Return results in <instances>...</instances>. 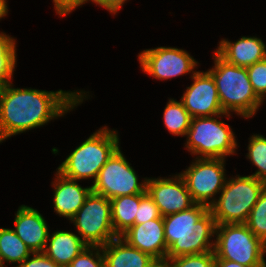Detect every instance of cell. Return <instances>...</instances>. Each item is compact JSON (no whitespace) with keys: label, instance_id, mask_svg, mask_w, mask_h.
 Masks as SVG:
<instances>
[{"label":"cell","instance_id":"6da1fadb","mask_svg":"<svg viewBox=\"0 0 266 267\" xmlns=\"http://www.w3.org/2000/svg\"><path fill=\"white\" fill-rule=\"evenodd\" d=\"M86 91H46L0 87V143L11 136L41 127L72 111L87 98ZM58 117V118H57Z\"/></svg>","mask_w":266,"mask_h":267},{"label":"cell","instance_id":"7a4b0ae2","mask_svg":"<svg viewBox=\"0 0 266 267\" xmlns=\"http://www.w3.org/2000/svg\"><path fill=\"white\" fill-rule=\"evenodd\" d=\"M166 257L199 254L214 250L216 223L209 208L194 204L183 210L163 217Z\"/></svg>","mask_w":266,"mask_h":267},{"label":"cell","instance_id":"3957f363","mask_svg":"<svg viewBox=\"0 0 266 267\" xmlns=\"http://www.w3.org/2000/svg\"><path fill=\"white\" fill-rule=\"evenodd\" d=\"M213 54L214 66L207 71L214 79L223 111L251 118L263 101L254 92L246 67L228 63L216 51Z\"/></svg>","mask_w":266,"mask_h":267},{"label":"cell","instance_id":"277c9868","mask_svg":"<svg viewBox=\"0 0 266 267\" xmlns=\"http://www.w3.org/2000/svg\"><path fill=\"white\" fill-rule=\"evenodd\" d=\"M118 132L107 126L91 134L56 169L73 180H96L100 169L120 147Z\"/></svg>","mask_w":266,"mask_h":267},{"label":"cell","instance_id":"5b68a950","mask_svg":"<svg viewBox=\"0 0 266 267\" xmlns=\"http://www.w3.org/2000/svg\"><path fill=\"white\" fill-rule=\"evenodd\" d=\"M266 183L254 176L228 178L218 199L209 207L216 225L246 223Z\"/></svg>","mask_w":266,"mask_h":267},{"label":"cell","instance_id":"8992f818","mask_svg":"<svg viewBox=\"0 0 266 267\" xmlns=\"http://www.w3.org/2000/svg\"><path fill=\"white\" fill-rule=\"evenodd\" d=\"M230 115L224 112L215 116L191 119L185 143L191 155H197L196 158L226 159L228 155L236 154V136L232 128L221 121L223 116L230 119Z\"/></svg>","mask_w":266,"mask_h":267},{"label":"cell","instance_id":"52a82bcc","mask_svg":"<svg viewBox=\"0 0 266 267\" xmlns=\"http://www.w3.org/2000/svg\"><path fill=\"white\" fill-rule=\"evenodd\" d=\"M214 254L247 267H266V244L245 223L216 225Z\"/></svg>","mask_w":266,"mask_h":267},{"label":"cell","instance_id":"ba28073f","mask_svg":"<svg viewBox=\"0 0 266 267\" xmlns=\"http://www.w3.org/2000/svg\"><path fill=\"white\" fill-rule=\"evenodd\" d=\"M70 221L88 246L102 247L118 237L113 230L110 199L92 191Z\"/></svg>","mask_w":266,"mask_h":267},{"label":"cell","instance_id":"9c48e42d","mask_svg":"<svg viewBox=\"0 0 266 267\" xmlns=\"http://www.w3.org/2000/svg\"><path fill=\"white\" fill-rule=\"evenodd\" d=\"M130 165L119 147L92 181V192L107 199L146 193L148 178L138 182V175Z\"/></svg>","mask_w":266,"mask_h":267},{"label":"cell","instance_id":"30bf717a","mask_svg":"<svg viewBox=\"0 0 266 267\" xmlns=\"http://www.w3.org/2000/svg\"><path fill=\"white\" fill-rule=\"evenodd\" d=\"M194 160L186 170L179 174L183 177L194 203L209 208L217 199L214 196L221 192L227 180L226 160L196 157Z\"/></svg>","mask_w":266,"mask_h":267},{"label":"cell","instance_id":"8fae6325","mask_svg":"<svg viewBox=\"0 0 266 267\" xmlns=\"http://www.w3.org/2000/svg\"><path fill=\"white\" fill-rule=\"evenodd\" d=\"M140 67L154 79L168 80L197 71L196 61L186 50L177 47H157L143 50L138 55Z\"/></svg>","mask_w":266,"mask_h":267},{"label":"cell","instance_id":"7c38bea8","mask_svg":"<svg viewBox=\"0 0 266 267\" xmlns=\"http://www.w3.org/2000/svg\"><path fill=\"white\" fill-rule=\"evenodd\" d=\"M146 192L162 217L187 210L195 204L180 174L171 178H148Z\"/></svg>","mask_w":266,"mask_h":267},{"label":"cell","instance_id":"4fadbf2b","mask_svg":"<svg viewBox=\"0 0 266 267\" xmlns=\"http://www.w3.org/2000/svg\"><path fill=\"white\" fill-rule=\"evenodd\" d=\"M190 77L193 83L180 99L190 116L210 117L224 113L212 75L208 71H197Z\"/></svg>","mask_w":266,"mask_h":267},{"label":"cell","instance_id":"5bb4252c","mask_svg":"<svg viewBox=\"0 0 266 267\" xmlns=\"http://www.w3.org/2000/svg\"><path fill=\"white\" fill-rule=\"evenodd\" d=\"M129 245L150 255L162 258L167 255L163 217L135 224L120 236Z\"/></svg>","mask_w":266,"mask_h":267},{"label":"cell","instance_id":"9a60e30c","mask_svg":"<svg viewBox=\"0 0 266 267\" xmlns=\"http://www.w3.org/2000/svg\"><path fill=\"white\" fill-rule=\"evenodd\" d=\"M14 228L17 236L32 252H44L50 230L37 209L27 205L19 206L15 213Z\"/></svg>","mask_w":266,"mask_h":267},{"label":"cell","instance_id":"2e32d148","mask_svg":"<svg viewBox=\"0 0 266 267\" xmlns=\"http://www.w3.org/2000/svg\"><path fill=\"white\" fill-rule=\"evenodd\" d=\"M55 175V180L51 183L54 190V212L70 220L84 204L92 188H83L77 180L67 178L58 171Z\"/></svg>","mask_w":266,"mask_h":267},{"label":"cell","instance_id":"e0dca14e","mask_svg":"<svg viewBox=\"0 0 266 267\" xmlns=\"http://www.w3.org/2000/svg\"><path fill=\"white\" fill-rule=\"evenodd\" d=\"M215 50L228 63L248 67L266 58V45L258 37L242 36L236 42L222 39Z\"/></svg>","mask_w":266,"mask_h":267},{"label":"cell","instance_id":"ac0fdd59","mask_svg":"<svg viewBox=\"0 0 266 267\" xmlns=\"http://www.w3.org/2000/svg\"><path fill=\"white\" fill-rule=\"evenodd\" d=\"M87 246L79 235L57 230L52 234L49 232L43 253L59 266L68 267Z\"/></svg>","mask_w":266,"mask_h":267},{"label":"cell","instance_id":"d6986e66","mask_svg":"<svg viewBox=\"0 0 266 267\" xmlns=\"http://www.w3.org/2000/svg\"><path fill=\"white\" fill-rule=\"evenodd\" d=\"M105 267H148L153 257L129 245L120 236L102 246Z\"/></svg>","mask_w":266,"mask_h":267},{"label":"cell","instance_id":"ffe728a7","mask_svg":"<svg viewBox=\"0 0 266 267\" xmlns=\"http://www.w3.org/2000/svg\"><path fill=\"white\" fill-rule=\"evenodd\" d=\"M110 202L113 230L117 236H121L135 225V216L139 207L140 194L119 196L110 199Z\"/></svg>","mask_w":266,"mask_h":267},{"label":"cell","instance_id":"44dd1931","mask_svg":"<svg viewBox=\"0 0 266 267\" xmlns=\"http://www.w3.org/2000/svg\"><path fill=\"white\" fill-rule=\"evenodd\" d=\"M32 253L13 229L0 228V267H5V261L20 265Z\"/></svg>","mask_w":266,"mask_h":267},{"label":"cell","instance_id":"7402d4cb","mask_svg":"<svg viewBox=\"0 0 266 267\" xmlns=\"http://www.w3.org/2000/svg\"><path fill=\"white\" fill-rule=\"evenodd\" d=\"M164 124L170 134L186 137L191 119L182 101L169 99L163 112Z\"/></svg>","mask_w":266,"mask_h":267},{"label":"cell","instance_id":"603a6c76","mask_svg":"<svg viewBox=\"0 0 266 267\" xmlns=\"http://www.w3.org/2000/svg\"><path fill=\"white\" fill-rule=\"evenodd\" d=\"M247 147V159L258 169L251 176L266 183V137L261 134L250 136Z\"/></svg>","mask_w":266,"mask_h":267},{"label":"cell","instance_id":"cb8c5ba5","mask_svg":"<svg viewBox=\"0 0 266 267\" xmlns=\"http://www.w3.org/2000/svg\"><path fill=\"white\" fill-rule=\"evenodd\" d=\"M266 244V188L260 194L245 223Z\"/></svg>","mask_w":266,"mask_h":267},{"label":"cell","instance_id":"d4e9b609","mask_svg":"<svg viewBox=\"0 0 266 267\" xmlns=\"http://www.w3.org/2000/svg\"><path fill=\"white\" fill-rule=\"evenodd\" d=\"M171 259V267H215L214 251L183 255Z\"/></svg>","mask_w":266,"mask_h":267},{"label":"cell","instance_id":"484cf974","mask_svg":"<svg viewBox=\"0 0 266 267\" xmlns=\"http://www.w3.org/2000/svg\"><path fill=\"white\" fill-rule=\"evenodd\" d=\"M68 267H105L102 247L87 246Z\"/></svg>","mask_w":266,"mask_h":267},{"label":"cell","instance_id":"4316f807","mask_svg":"<svg viewBox=\"0 0 266 267\" xmlns=\"http://www.w3.org/2000/svg\"><path fill=\"white\" fill-rule=\"evenodd\" d=\"M246 69L254 92L264 102L266 98V58Z\"/></svg>","mask_w":266,"mask_h":267},{"label":"cell","instance_id":"83f0119b","mask_svg":"<svg viewBox=\"0 0 266 267\" xmlns=\"http://www.w3.org/2000/svg\"><path fill=\"white\" fill-rule=\"evenodd\" d=\"M160 216L158 206L154 203V200L150 195L147 192L140 194V202L135 216V224H142L149 220L159 218Z\"/></svg>","mask_w":266,"mask_h":267},{"label":"cell","instance_id":"f1b7e54d","mask_svg":"<svg viewBox=\"0 0 266 267\" xmlns=\"http://www.w3.org/2000/svg\"><path fill=\"white\" fill-rule=\"evenodd\" d=\"M15 267H61L43 252H33L20 265Z\"/></svg>","mask_w":266,"mask_h":267},{"label":"cell","instance_id":"f546056e","mask_svg":"<svg viewBox=\"0 0 266 267\" xmlns=\"http://www.w3.org/2000/svg\"><path fill=\"white\" fill-rule=\"evenodd\" d=\"M16 58H0V86L12 82L17 64Z\"/></svg>","mask_w":266,"mask_h":267},{"label":"cell","instance_id":"4dcf8cb0","mask_svg":"<svg viewBox=\"0 0 266 267\" xmlns=\"http://www.w3.org/2000/svg\"><path fill=\"white\" fill-rule=\"evenodd\" d=\"M16 45L13 37L0 32V58H17Z\"/></svg>","mask_w":266,"mask_h":267},{"label":"cell","instance_id":"1f68e13d","mask_svg":"<svg viewBox=\"0 0 266 267\" xmlns=\"http://www.w3.org/2000/svg\"><path fill=\"white\" fill-rule=\"evenodd\" d=\"M87 2L88 0H53L54 9L59 16H67Z\"/></svg>","mask_w":266,"mask_h":267},{"label":"cell","instance_id":"d6a6232c","mask_svg":"<svg viewBox=\"0 0 266 267\" xmlns=\"http://www.w3.org/2000/svg\"><path fill=\"white\" fill-rule=\"evenodd\" d=\"M102 6L108 10L111 14L116 15V13L122 8L123 4L127 0H88Z\"/></svg>","mask_w":266,"mask_h":267},{"label":"cell","instance_id":"836d02e7","mask_svg":"<svg viewBox=\"0 0 266 267\" xmlns=\"http://www.w3.org/2000/svg\"><path fill=\"white\" fill-rule=\"evenodd\" d=\"M148 267H171V259L169 257L153 258Z\"/></svg>","mask_w":266,"mask_h":267},{"label":"cell","instance_id":"e575fe53","mask_svg":"<svg viewBox=\"0 0 266 267\" xmlns=\"http://www.w3.org/2000/svg\"><path fill=\"white\" fill-rule=\"evenodd\" d=\"M215 267H247V266L226 259H216Z\"/></svg>","mask_w":266,"mask_h":267},{"label":"cell","instance_id":"d590c367","mask_svg":"<svg viewBox=\"0 0 266 267\" xmlns=\"http://www.w3.org/2000/svg\"><path fill=\"white\" fill-rule=\"evenodd\" d=\"M8 14L7 0H0V19Z\"/></svg>","mask_w":266,"mask_h":267}]
</instances>
